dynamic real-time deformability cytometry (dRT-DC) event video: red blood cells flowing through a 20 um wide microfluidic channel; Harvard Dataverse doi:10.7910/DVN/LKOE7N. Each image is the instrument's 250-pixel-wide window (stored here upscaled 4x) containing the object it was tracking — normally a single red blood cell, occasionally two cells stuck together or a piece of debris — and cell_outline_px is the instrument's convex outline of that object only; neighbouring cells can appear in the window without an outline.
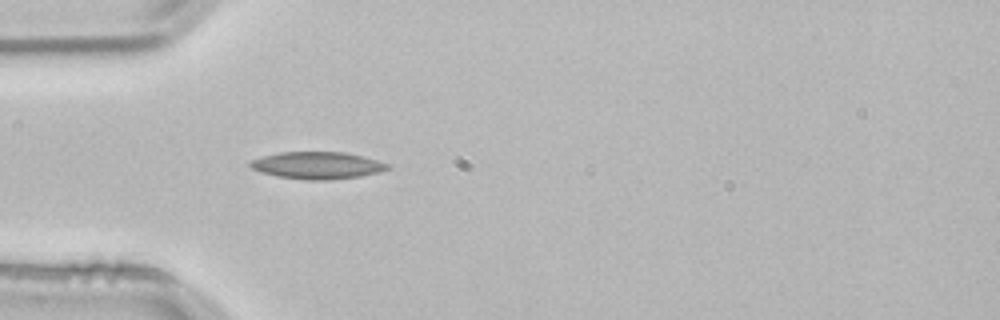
{"species": "common noctule bat (a hibernating species)", "species_latin": "Nyctalus noctula", "temperature_condition": "room temperature", "stored_images_in_passage": 1, "camera_frame_rate_fps": 3000, "um_per_image_px": 0.085, "animal": {"sex": "male", "body_mass_g": 21.5, "forearm_length_mm": 52.0}, "frame": {"image": 1, "passage_image": 1, "time_ms": 0.0, "image_size_px": [1000, 320], "cell_outline_px": [[392, 168], [380, 172], [360, 176], [328, 180], [308, 180], [276, 176], [260, 172], [252, 168], [248, 164], [252, 160], [264, 156], [280, 152], [344, 152], [392, 164]], "centroid_in_image_um": [27.0, 14.06], "position_along_channel_um": 58.0, "area_um2": 21.68}}